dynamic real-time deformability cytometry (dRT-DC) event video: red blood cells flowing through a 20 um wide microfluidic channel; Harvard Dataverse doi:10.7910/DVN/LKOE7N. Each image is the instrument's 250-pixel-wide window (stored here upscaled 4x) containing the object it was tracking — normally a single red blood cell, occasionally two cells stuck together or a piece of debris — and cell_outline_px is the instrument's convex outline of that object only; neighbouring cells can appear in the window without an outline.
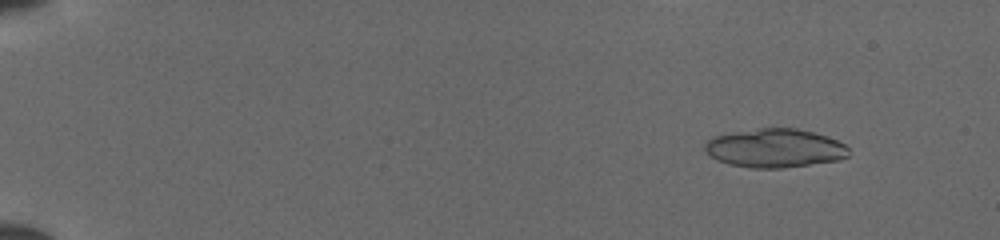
{"species": "common noctule bat (a hibernating species)", "species_latin": "Nyctalus noctula", "temperature_condition": "cold", "stored_images_in_passage": 25, "segment_of_instrument_passage": [1, 2], "camera_frame_rate_fps": 3000, "um_per_image_px": 0.085, "animal": {"sex": "female", "body_mass_g": 19.5, "forearm_length_mm": 54.1}, "frame": {"image": 1, "passage_image": 2, "time_ms": 0.333, "image_size_px": [1000, 240], "cell_outline_px": [[848, 156], [836, 160], [780, 168], [752, 168], [728, 164], [716, 160], [704, 148], [704, 144], [712, 136], [760, 128], [796, 128], [828, 136], [844, 144], [848, 148]], "centroid_in_image_um": [65.84, 12.59], "position_along_channel_um": 19.2, "area_um2": 32.14}}